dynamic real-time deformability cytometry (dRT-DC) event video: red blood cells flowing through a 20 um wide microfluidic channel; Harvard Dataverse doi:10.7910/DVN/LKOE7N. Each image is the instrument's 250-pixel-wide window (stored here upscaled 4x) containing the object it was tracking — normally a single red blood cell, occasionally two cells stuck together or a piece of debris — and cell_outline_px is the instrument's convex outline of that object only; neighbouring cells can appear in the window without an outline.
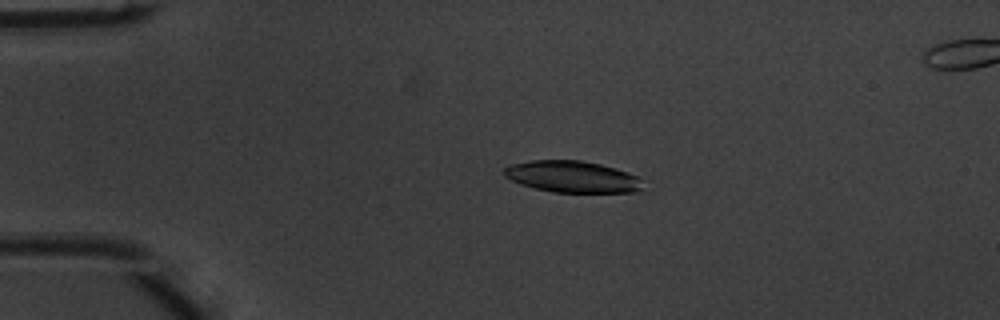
{"species": "common noctule bat (a hibernating species)", "species_latin": "Nyctalus noctula", "temperature_condition": "warm", "stored_images_in_passage": 50, "camera_frame_rate_fps": 3000, "um_per_image_px": 0.085, "animal": {"sex": "male", "body_mass_g": 20.1, "forearm_length_mm": 53.5}, "frame": {"image": 1, "passage_image": 11, "time_ms": 3.333, "image_size_px": [1000, 320], "cell_outline_px": [[640, 188], [636, 192], [552, 192], [520, 184], [504, 176], [504, 168], [512, 164], [532, 160], [580, 160], [600, 164], [616, 168], [628, 172], [636, 176], [640, 180]], "centroid_in_image_um": [48.61, 15.01], "position_along_channel_um": 36.4, "area_um2": 25.26}}
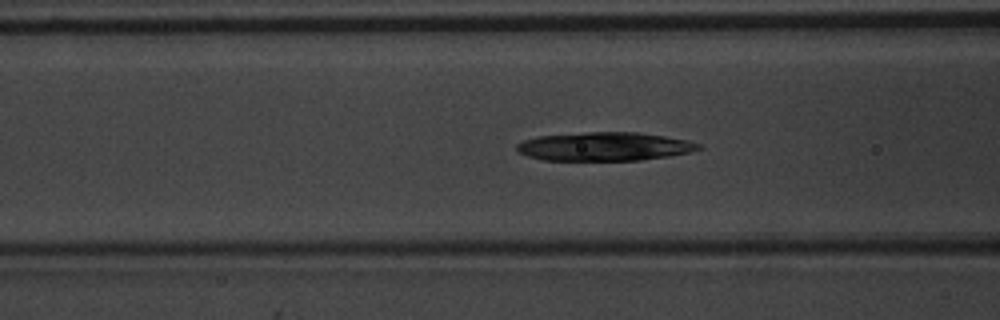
{"frame": {"image": 2, "passage_image": 20, "time_ms": 6.333, "image_size_px": [1000, 320], "cell_outline_px": [[704, 148], [688, 152], [668, 156], [640, 160], [544, 160], [528, 156], [520, 152], [516, 148], [516, 144], [524, 140], [536, 136], [588, 132], [636, 132], [664, 136], [688, 140], [700, 144]], "centroid_in_image_um": [51.38, 12.45], "position_along_channel_um": 115.2, "area_um2": 30.17}}
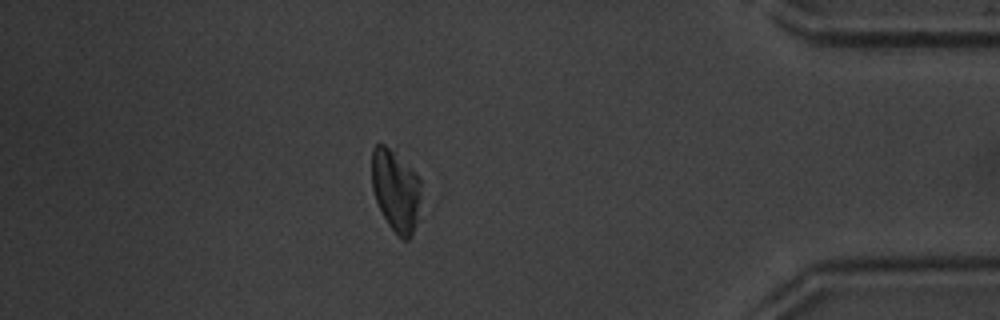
{"frame": {"image": 3, "passage_image": 44, "time_ms": 14.333, "image_size_px": [1000, 320], "cell_outline_px": [[424, 196], [416, 224], [412, 236], [408, 240], [404, 240], [388, 224], [376, 200], [372, 188], [372, 148], [376, 144], [384, 144], [420, 176]], "centroid_in_image_um": [33.7, 16.2], "position_along_channel_um": 401.5, "area_um2": 23.87}, "authors_computed_cell_mechanics": {"area_um2": 29.3624, "velocity_mm_per_s": 4.018, "shape_relaxation_time_tau1_ms": 4.1927, "shape_relaxation_time_tau2_ms": 5.4253, "deformation_change_tau1": 0.1319, "deformation_change_tau2": 0.1487}}